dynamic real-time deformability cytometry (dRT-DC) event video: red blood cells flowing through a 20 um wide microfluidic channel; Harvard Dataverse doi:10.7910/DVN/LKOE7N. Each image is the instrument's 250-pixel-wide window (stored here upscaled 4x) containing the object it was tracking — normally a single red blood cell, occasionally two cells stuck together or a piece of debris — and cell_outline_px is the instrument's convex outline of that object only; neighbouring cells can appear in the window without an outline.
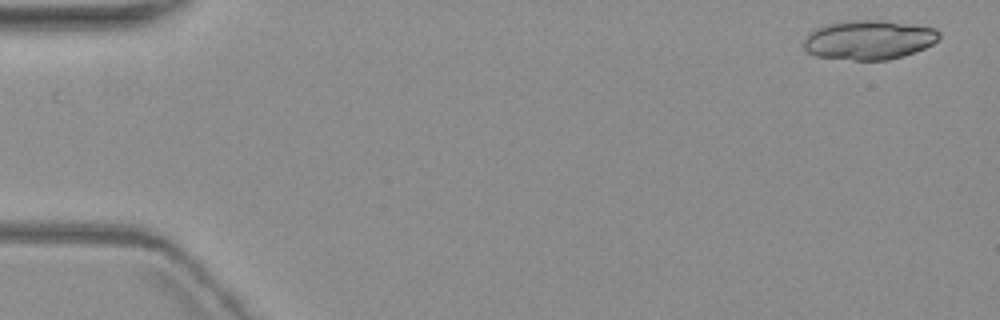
{"species": "common noctule bat (a hibernating species)", "species_latin": "Nyctalus noctula", "temperature_condition": "warm", "stored_images_in_passage": 8, "camera_frame_rate_fps": 3000, "um_per_image_px": 0.085, "animal": {"sex": "female", "body_mass_g": 19.3, "forearm_length_mm": 54.1}, "frame": {"image": 1, "passage_image": 1, "time_ms": 0.0, "image_size_px": [1000, 320], "cell_outline_px": [[940, 36], [932, 44], [924, 48], [888, 60], [856, 60], [816, 56], [808, 52], [804, 48], [804, 40], [808, 32], [824, 24], [848, 20], [884, 20], [936, 28], [940, 32]], "centroid_in_image_um": [73.82, 3.37], "position_along_channel_um": 11.2, "area_um2": 31.04}}
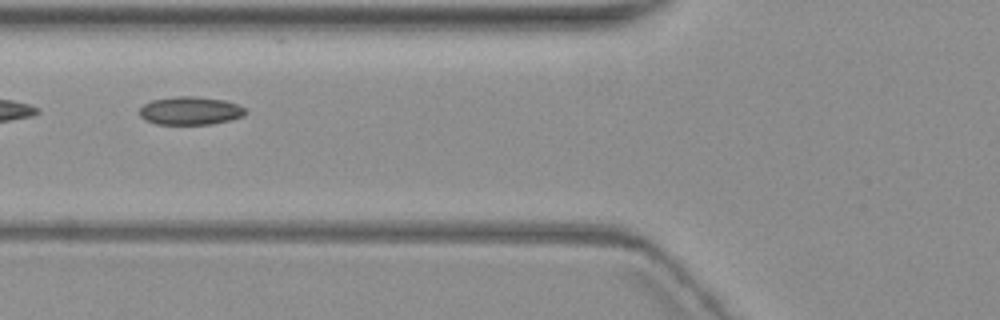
{"frame": {"image": 2, "passage_image": 7, "time_ms": 7.0, "image_size_px": [1000, 320], "cell_outline_px": [[248, 112], [244, 116], [232, 120], [212, 124], [156, 124], [144, 120], [140, 116], [140, 108], [144, 104], [152, 100], [176, 96], [196, 96], [224, 100], [236, 104], [244, 108]], "centroid_in_image_um": [16.19, 9.42], "position_along_channel_um": 109.6, "area_um2": 17.51}}
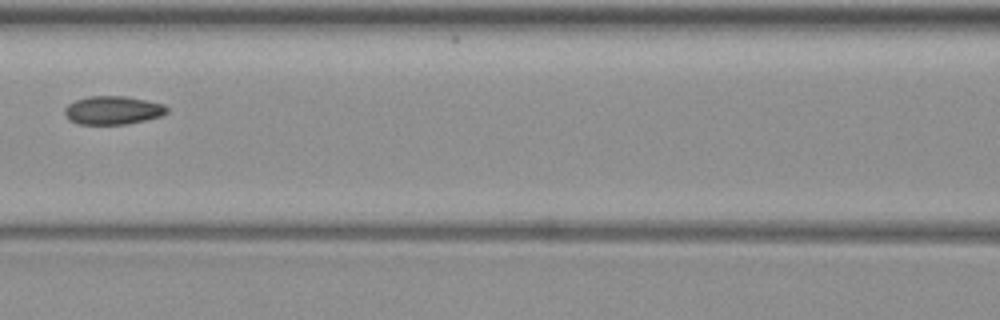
{"frame": {"image": 3, "passage_image": 8, "time_ms": 8.333, "image_size_px": [1000, 320], "cell_outline_px": [[168, 112], [160, 116], [128, 124], [76, 124], [68, 120], [64, 112], [64, 108], [68, 104], [76, 100], [88, 96], [124, 96], [164, 104], [168, 108]], "centroid_in_image_um": [9.56, 9.37], "position_along_channel_um": 157.0, "area_um2": 16.94}}